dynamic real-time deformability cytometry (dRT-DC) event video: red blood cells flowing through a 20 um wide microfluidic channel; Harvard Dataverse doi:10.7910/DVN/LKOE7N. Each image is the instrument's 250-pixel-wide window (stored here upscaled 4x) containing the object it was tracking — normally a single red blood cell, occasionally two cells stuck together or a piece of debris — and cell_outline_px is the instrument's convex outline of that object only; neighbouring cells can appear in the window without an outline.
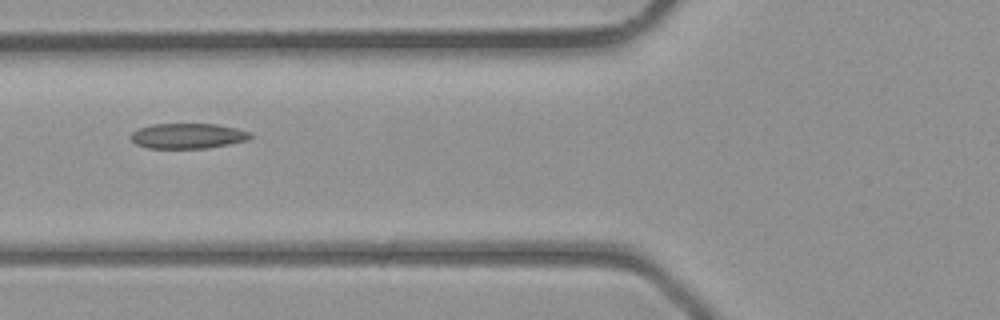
{"species": "common noctule bat (a hibernating species)", "species_latin": "Nyctalus noctula", "temperature_condition": "room temperature", "stored_images_in_passage": 4, "camera_frame_rate_fps": 3000, "um_per_image_px": 0.085, "animal": {"sex": "male", "body_mass_g": 23.1, "forearm_length_mm": 52.7}, "frame": {"image": 1, "passage_image": 4, "time_ms": 3.333, "image_size_px": [1000, 320], "cell_outline_px": [[252, 136], [248, 140], [208, 148], [148, 148], [136, 144], [128, 136], [132, 132], [140, 128], [152, 124], [216, 124], [236, 128], [252, 132]], "centroid_in_image_um": [15.96, 11.55], "position_along_channel_um": 109.8, "area_um2": 17.63}}